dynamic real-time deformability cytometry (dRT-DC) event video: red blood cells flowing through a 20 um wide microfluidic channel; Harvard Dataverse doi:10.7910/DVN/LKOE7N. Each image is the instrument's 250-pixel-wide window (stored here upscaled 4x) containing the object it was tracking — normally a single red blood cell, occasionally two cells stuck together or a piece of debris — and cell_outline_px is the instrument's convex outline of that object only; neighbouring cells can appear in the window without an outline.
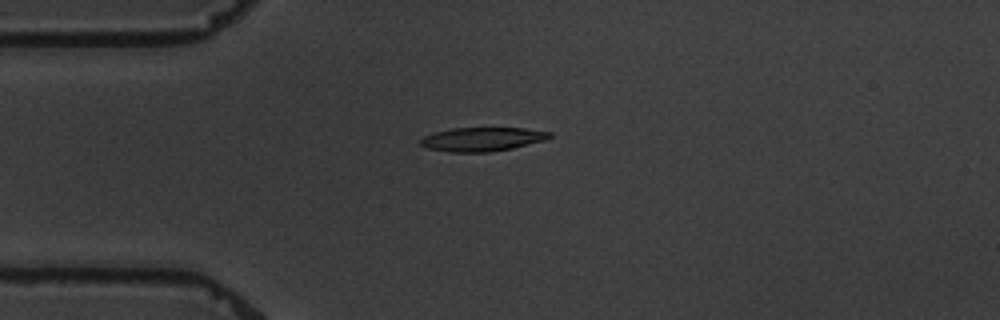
{"species": "common noctule bat (a hibernating species)", "species_latin": "Nyctalus noctula", "temperature_condition": "warm", "stored_images_in_passage": 8, "camera_frame_rate_fps": 3000, "um_per_image_px": 0.085, "animal": {"sex": "male", "body_mass_g": 19.5, "forearm_length_mm": 54.6}, "frame": {"image": 1, "passage_image": 4, "time_ms": 3.667, "image_size_px": [1000, 320], "cell_outline_px": [[552, 136], [544, 140], [512, 148], [492, 152], [452, 152], [428, 148], [420, 144], [420, 140], [424, 136], [436, 132], [452, 128], [524, 128], [552, 132]], "centroid_in_image_um": [41.0, 11.83], "position_along_channel_um": 44.0, "area_um2": 17.8}}
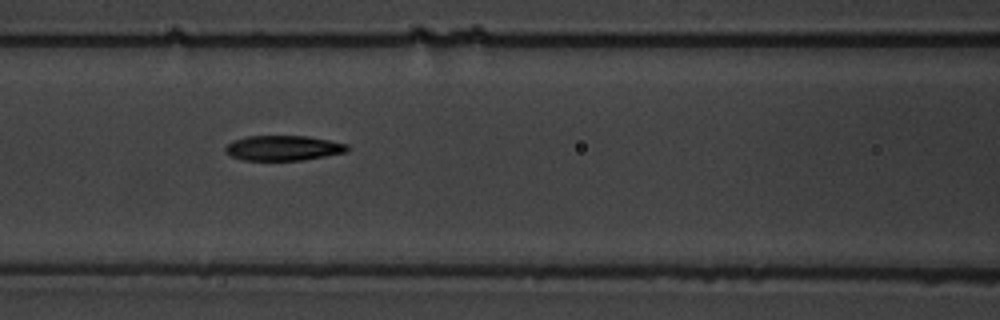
{"frame": {"image": 2, "passage_image": 7, "time_ms": 7.0, "image_size_px": [1000, 320], "cell_outline_px": [[348, 152], [300, 160], [244, 160], [232, 156], [224, 152], [224, 148], [232, 140], [244, 136], [308, 136], [348, 144]], "centroid_in_image_um": [24.05, 12.57], "position_along_channel_um": 142.6, "area_um2": 17.8}}
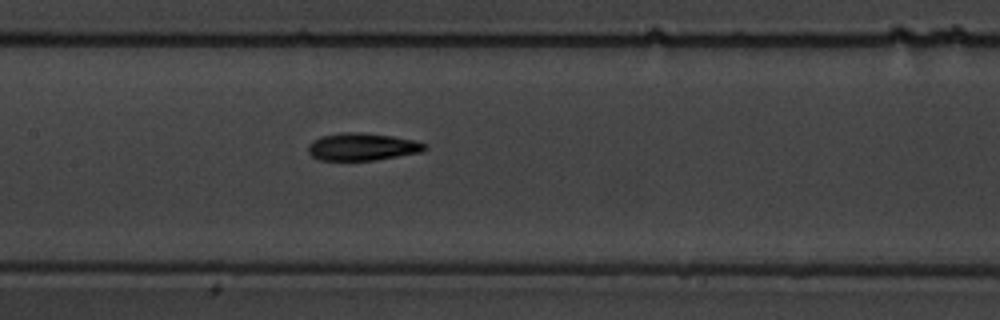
{"frame": {"image": 3, "passage_image": 8, "time_ms": 8.0, "image_size_px": [1000, 320], "cell_outline_px": [[428, 148], [420, 152], [376, 160], [320, 160], [312, 156], [308, 152], [308, 144], [312, 140], [320, 136], [340, 132], [356, 132], [392, 136], [416, 140], [428, 144]], "centroid_in_image_um": [30.79, 12.47], "position_along_channel_um": 176.6, "area_um2": 18.79}}